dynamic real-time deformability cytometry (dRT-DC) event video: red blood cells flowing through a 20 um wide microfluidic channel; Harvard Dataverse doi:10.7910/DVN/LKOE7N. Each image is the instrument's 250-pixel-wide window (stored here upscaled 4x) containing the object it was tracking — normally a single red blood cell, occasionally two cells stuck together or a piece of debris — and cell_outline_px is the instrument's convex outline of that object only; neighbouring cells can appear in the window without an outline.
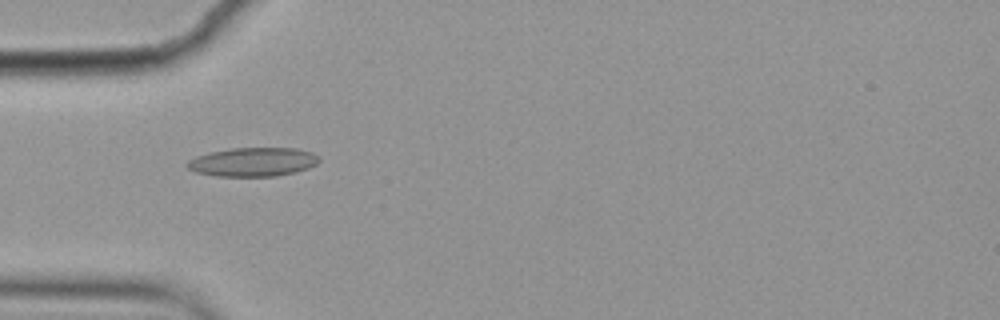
{"species": "common noctule bat (a hibernating species)", "species_latin": "Nyctalus noctula", "temperature_condition": "cold", "stored_images_in_passage": 1, "camera_frame_rate_fps": 3000, "um_per_image_px": 0.085, "animal": {"sex": "female", "body_mass_g": 19.9}, "frame": {"image": 1, "passage_image": 1, "time_ms": 0.0, "image_size_px": [1000, 320], "cell_outline_px": [[320, 160], [316, 164], [308, 168], [296, 172], [276, 176], [216, 176], [196, 172], [188, 168], [184, 164], [188, 160], [196, 156], [212, 152], [232, 148], [296, 148], [312, 152], [320, 156]], "centroid_in_image_um": [21.52, 13.76], "position_along_channel_um": 63.5, "area_um2": 22.25}}